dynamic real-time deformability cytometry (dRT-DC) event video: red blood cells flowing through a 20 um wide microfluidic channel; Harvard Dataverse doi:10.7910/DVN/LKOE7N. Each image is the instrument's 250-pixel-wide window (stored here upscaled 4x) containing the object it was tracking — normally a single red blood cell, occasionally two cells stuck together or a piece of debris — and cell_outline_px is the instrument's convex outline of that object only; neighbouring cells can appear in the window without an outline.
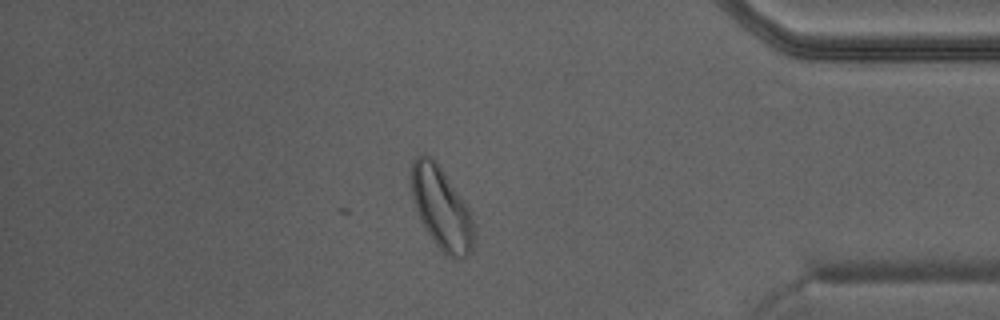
{"species": "Egyptian fruit bat (a non-hibernating species)", "species_latin": "Rousettus aegyptiacus", "temperature_condition": "warm", "stored_images_in_passage": 33, "camera_frame_rate_fps": 3000, "um_per_image_px": 0.085, "animal": {"sex": "male"}, "frame": {"image": 1, "passage_image": 33, "time_ms": 10.667, "image_size_px": [1000, 320], "cell_outline_px": [[472, 248], [468, 256], [460, 260], [452, 260], [436, 244], [420, 220], [412, 196], [412, 164], [416, 156], [424, 152], [436, 160], [472, 212]], "centroid_in_image_um": [37.53, 17.68], "position_along_channel_um": 397.7, "area_um2": 29.77}}